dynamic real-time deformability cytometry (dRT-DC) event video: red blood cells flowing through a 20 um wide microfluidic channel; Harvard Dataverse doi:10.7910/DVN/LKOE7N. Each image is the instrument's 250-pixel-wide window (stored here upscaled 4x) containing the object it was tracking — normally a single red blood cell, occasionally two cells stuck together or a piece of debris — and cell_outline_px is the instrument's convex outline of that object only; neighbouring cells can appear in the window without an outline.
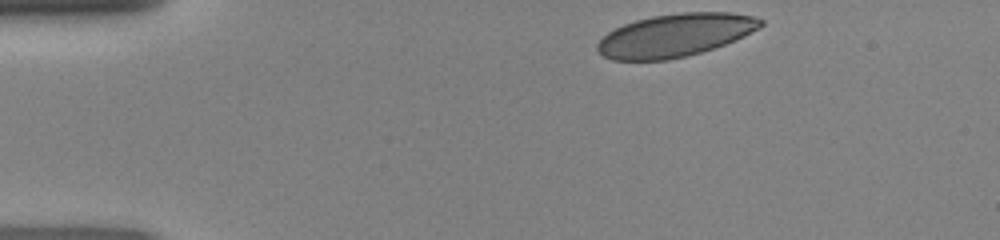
{"species": "human", "species_latin": "Homo sapiens", "temperature_condition": "room temperature", "stored_images_in_passage": 41, "camera_frame_rate_fps": 3000, "um_per_image_px": 0.085, "donor": {"sex": "female"}, "frame": {"image": 1, "passage_image": 1, "time_ms": 0.0, "image_size_px": [1000, 240], "cell_outline_px": [[764, 24], [760, 28], [736, 40], [700, 52], [668, 60], [612, 60], [604, 56], [596, 48], [596, 44], [608, 32], [624, 24], [636, 20], [652, 16], [680, 12], [732, 12], [752, 16], [764, 20]], "centroid_in_image_um": [57.41, 2.98], "position_along_channel_um": 27.6, "area_um2": 40.75}}
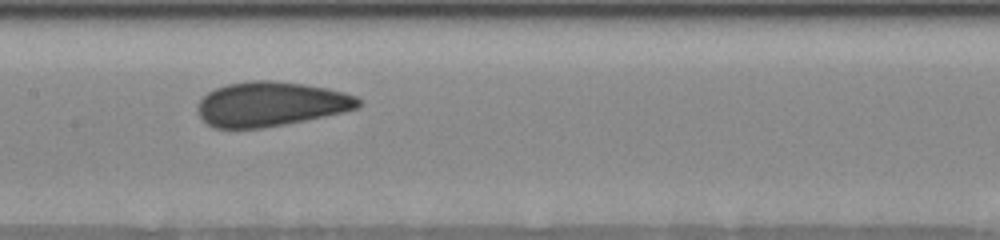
{"frame": {"image": 2, "passage_image": 17, "time_ms": 5.333, "image_size_px": [1000, 240], "cell_outline_px": [[360, 104], [356, 108], [344, 112], [264, 128], [212, 128], [196, 112], [196, 108], [200, 100], [208, 92], [216, 88], [228, 84], [252, 80], [272, 80], [304, 84], [328, 88], [344, 92], [356, 96], [360, 100]], "centroid_in_image_um": [22.99, 8.84], "position_along_channel_um": 184.4, "area_um2": 41.67}}
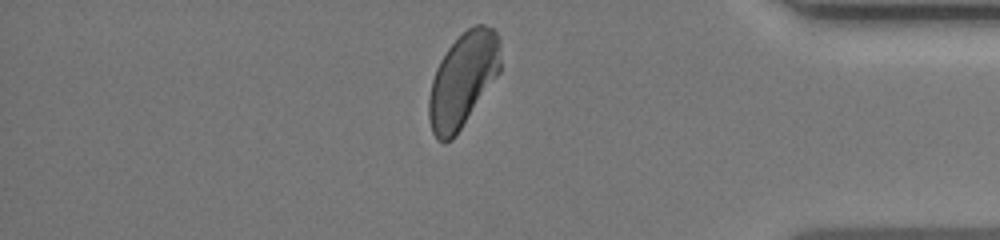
{"frame": {"image": 3, "passage_image": 34, "time_ms": 11.0, "image_size_px": [1000, 240], "cell_outline_px": [[500, 72], [456, 136], [452, 140], [444, 144], [436, 140], [432, 132], [428, 116], [428, 100], [432, 80], [436, 68], [440, 60], [448, 48], [468, 28], [476, 24], [484, 24], [492, 28], [496, 32], [500, 40]], "centroid_in_image_um": [39.33, 6.82], "position_along_channel_um": 395.9, "area_um2": 39.48}}